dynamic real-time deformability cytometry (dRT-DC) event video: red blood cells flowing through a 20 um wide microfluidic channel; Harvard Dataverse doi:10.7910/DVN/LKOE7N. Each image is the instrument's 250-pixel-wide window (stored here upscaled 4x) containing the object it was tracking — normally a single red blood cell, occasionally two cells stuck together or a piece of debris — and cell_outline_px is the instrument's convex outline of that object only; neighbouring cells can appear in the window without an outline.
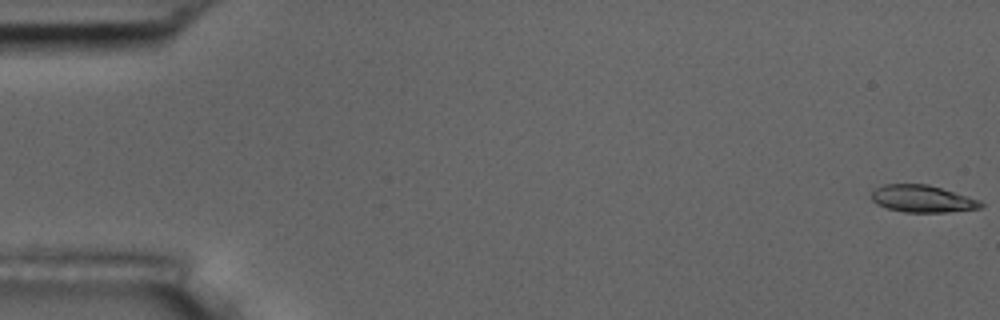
{"species": "common noctule bat (a hibernating species)", "species_latin": "Nyctalus noctula", "temperature_condition": "room temperature", "stored_images_in_passage": 5, "camera_frame_rate_fps": 3000, "um_per_image_px": 0.085, "animal": {"sex": "male", "body_mass_g": 17.5, "forearm_length_mm": 52.3}, "frame": {"image": 1, "passage_image": 1, "time_ms": 0.0, "image_size_px": [1000, 320], "cell_outline_px": [[984, 204], [980, 208], [944, 212], [904, 212], [888, 208], [876, 204], [872, 200], [872, 192], [876, 188], [884, 184], [928, 184], [980, 200]], "centroid_in_image_um": [78.39, 16.89], "position_along_channel_um": 6.6, "area_um2": 17.11}}
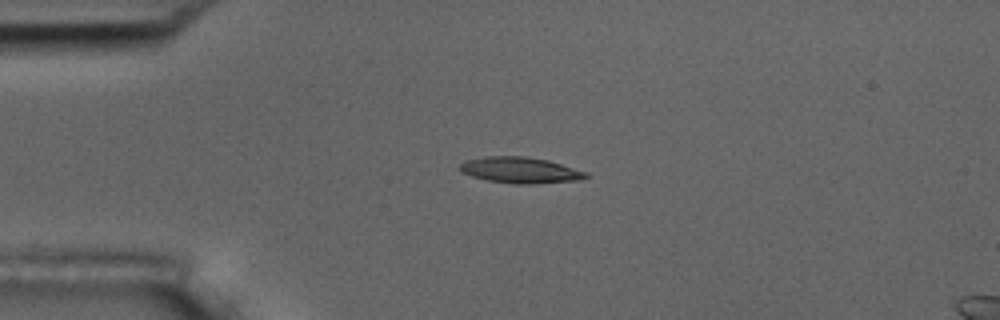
{"frame": {"image": 2, "passage_image": 4, "time_ms": 4.333, "image_size_px": [1000, 320], "cell_outline_px": [[588, 176], [580, 180], [536, 184], [512, 184], [488, 180], [472, 176], [460, 172], [460, 164], [464, 160], [484, 156], [524, 156], [548, 160], [588, 172]], "centroid_in_image_um": [44.21, 14.46], "position_along_channel_um": 40.8, "area_um2": 19.31}}